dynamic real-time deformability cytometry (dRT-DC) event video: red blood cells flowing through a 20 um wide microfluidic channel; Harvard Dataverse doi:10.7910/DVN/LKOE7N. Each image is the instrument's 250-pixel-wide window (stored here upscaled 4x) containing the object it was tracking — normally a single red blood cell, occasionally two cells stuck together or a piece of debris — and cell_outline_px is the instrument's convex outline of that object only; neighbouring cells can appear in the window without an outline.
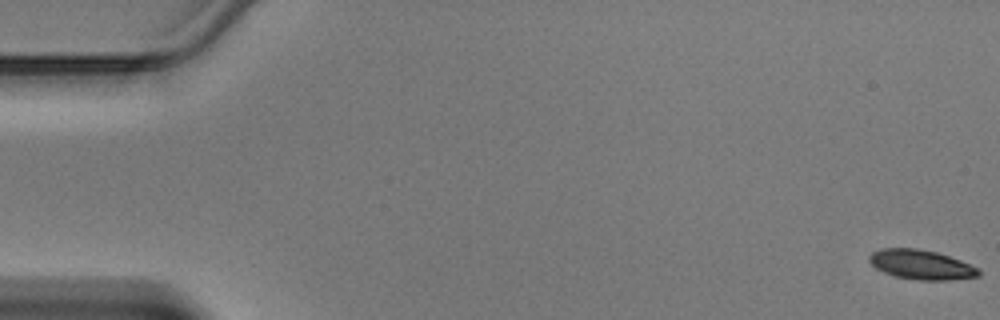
{"species": "Egyptian fruit bat (a non-hibernating species)", "species_latin": "Rousettus aegyptiacus", "temperature_condition": "warm", "stored_images_in_passage": 48, "camera_frame_rate_fps": 3000, "um_per_image_px": 0.085, "animal": {"sex": "male"}, "frame": {"image": 1, "passage_image": 1, "time_ms": 0.0, "image_size_px": [1000, 320], "cell_outline_px": [[980, 276], [948, 280], [920, 280], [896, 276], [884, 272], [876, 268], [868, 260], [872, 252], [884, 248], [916, 248], [936, 252], [960, 260], [976, 268], [980, 272]], "centroid_in_image_um": [78.28, 22.49], "position_along_channel_um": 6.7, "area_um2": 18.5}}
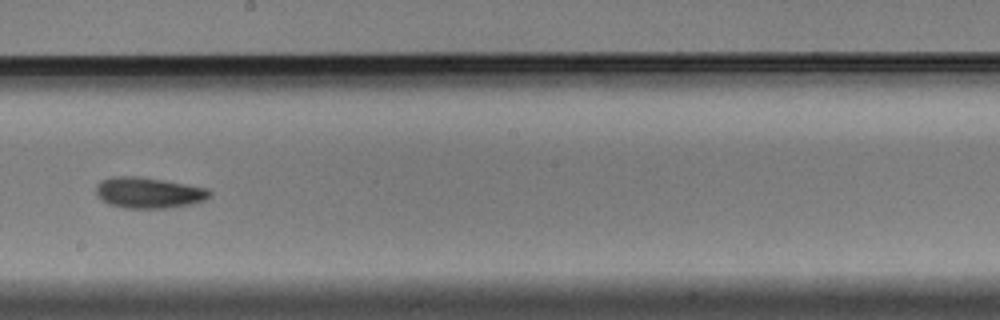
{"frame": {"image": 2, "passage_image": 27, "time_ms": 8.667, "image_size_px": [1000, 320], "cell_outline_px": [[212, 196], [204, 200], [192, 204], [164, 208], [124, 208], [108, 204], [96, 192], [96, 184], [100, 180], [112, 176], [140, 176], [164, 180], [208, 188], [212, 192]], "centroid_in_image_um": [12.65, 16.37], "position_along_channel_um": 235.5, "area_um2": 20.58}}
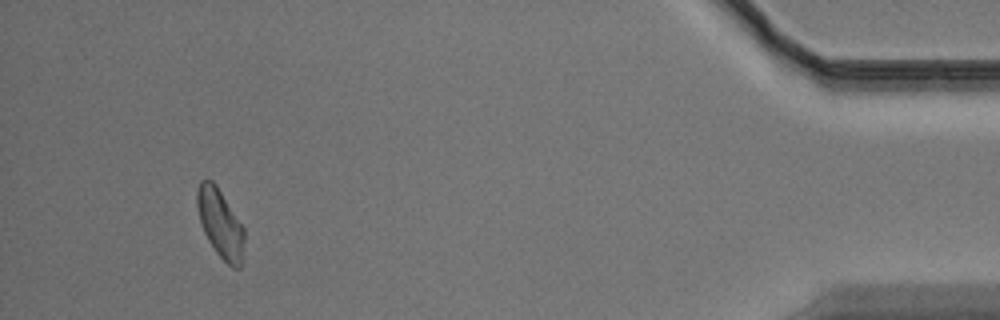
{"frame": {"image": 3, "passage_image": 44, "time_ms": 14.333, "image_size_px": [1000, 320], "cell_outline_px": [[244, 260], [240, 268], [232, 268], [216, 252], [208, 240], [200, 224], [196, 204], [196, 192], [200, 180], [212, 180], [216, 184], [244, 228]], "centroid_in_image_um": [18.73, 19.02], "position_along_channel_um": 416.5, "area_um2": 19.07}}